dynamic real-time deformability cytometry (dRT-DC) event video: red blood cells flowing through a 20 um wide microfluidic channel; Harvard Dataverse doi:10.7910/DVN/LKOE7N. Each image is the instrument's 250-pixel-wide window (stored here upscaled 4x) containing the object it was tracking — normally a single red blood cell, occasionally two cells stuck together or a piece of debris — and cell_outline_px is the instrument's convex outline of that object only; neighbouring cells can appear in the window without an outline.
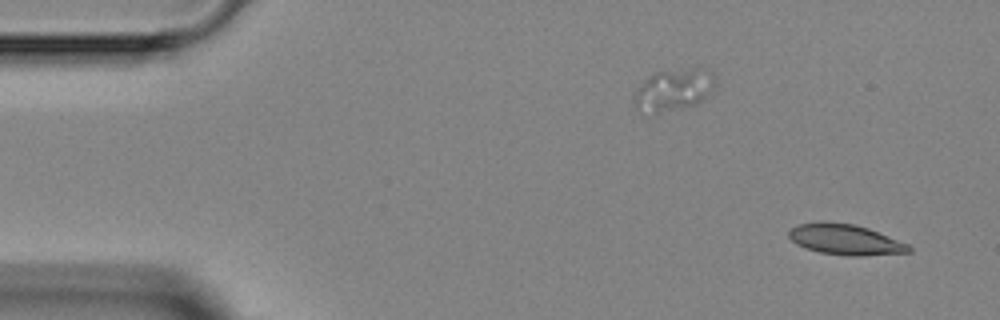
{"species": "Egyptian fruit bat (a non-hibernating species)", "species_latin": "Rousettus aegyptiacus", "temperature_condition": "room temperature", "stored_images_in_passage": 2, "camera_frame_rate_fps": 3000, "um_per_image_px": 0.085, "animal": {"sex": "female"}, "frame": {"image": 1, "passage_image": 2, "time_ms": 1.333, "image_size_px": [1000, 320], "cell_outline_px": [[912, 252], [864, 256], [848, 256], [820, 252], [804, 248], [796, 244], [788, 236], [788, 232], [796, 224], [820, 220], [824, 220], [852, 224], [868, 228], [908, 244], [912, 248]], "centroid_in_image_um": [71.81, 20.35], "position_along_channel_um": 13.2, "area_um2": 21.68}}